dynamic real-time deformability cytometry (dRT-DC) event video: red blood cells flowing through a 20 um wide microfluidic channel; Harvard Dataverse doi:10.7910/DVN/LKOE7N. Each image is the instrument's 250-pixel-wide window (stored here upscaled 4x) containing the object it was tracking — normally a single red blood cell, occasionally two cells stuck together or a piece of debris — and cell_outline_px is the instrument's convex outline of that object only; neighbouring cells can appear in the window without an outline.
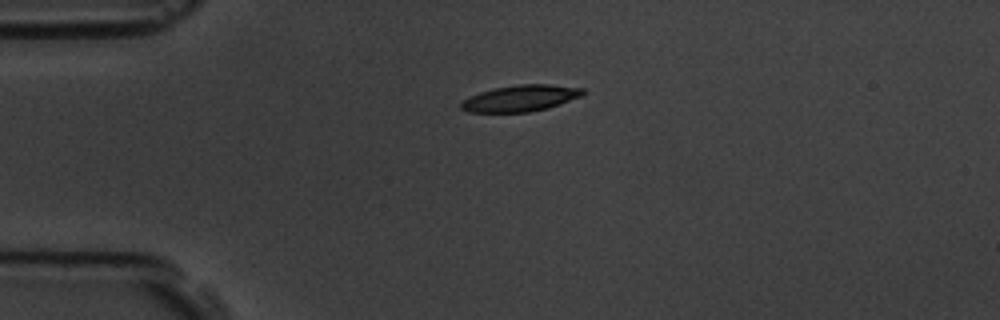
{"species": "common noctule bat (a hibernating species)", "species_latin": "Nyctalus noctula", "temperature_condition": "room temperature", "stored_images_in_passage": 44, "camera_frame_rate_fps": 3000, "um_per_image_px": 0.085, "animal": {"sex": "male", "body_mass_g": 19.5, "forearm_length_mm": 54.6}, "frame": {"image": 1, "passage_image": 1, "time_ms": 0.0, "image_size_px": [1000, 320], "cell_outline_px": [[584, 92], [580, 96], [548, 108], [528, 112], [468, 112], [460, 108], [460, 104], [468, 96], [480, 92], [496, 88], [520, 84], [548, 84], [584, 88]], "centroid_in_image_um": [44.21, 8.35], "position_along_channel_um": 40.8, "area_um2": 18.5}}
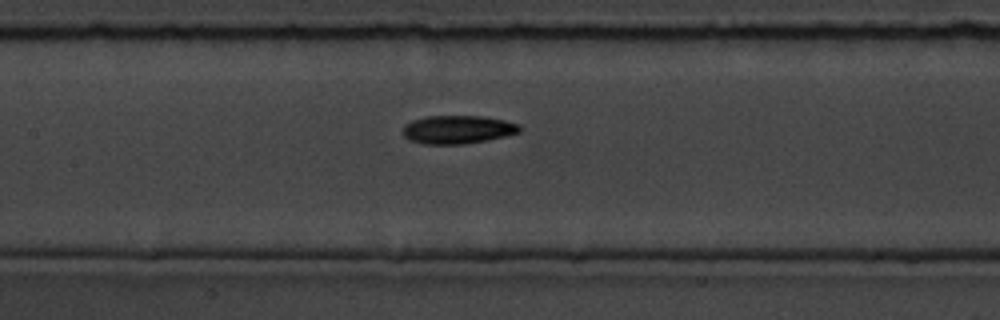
{"frame": {"image": 2, "passage_image": 14, "time_ms": 4.333, "image_size_px": [1000, 320], "cell_outline_px": [[520, 132], [508, 136], [464, 144], [424, 144], [408, 140], [404, 136], [404, 124], [412, 120], [428, 116], [484, 116], [504, 120], [520, 124]], "centroid_in_image_um": [38.92, 11.01], "position_along_channel_um": 168.5, "area_um2": 19.36}}
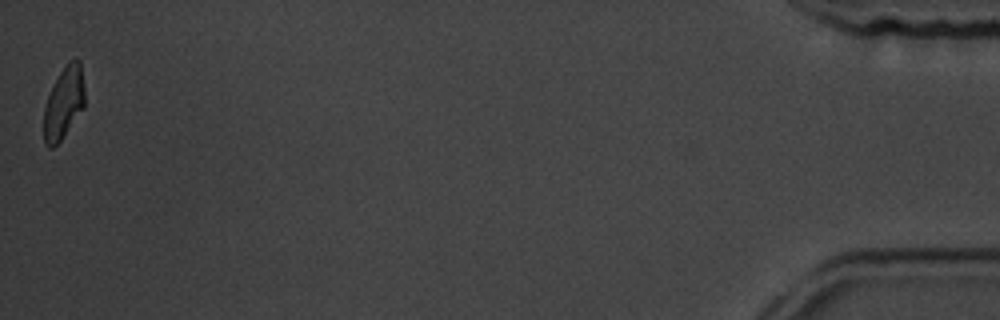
{"frame": {"image": 3, "passage_image": 44, "time_ms": 14.333, "image_size_px": [1000, 320], "cell_outline_px": [[84, 108], [60, 140], [52, 148], [48, 148], [44, 144], [44, 108], [48, 96], [60, 72], [68, 60], [76, 56], [80, 60], [84, 88]], "centroid_in_image_um": [5.43, 8.71], "position_along_channel_um": 429.8, "area_um2": 17.11}, "authors_computed_cell_mechanics": {"area_um2": 18.9006, "velocity_mm_per_s": 3.5822, "shape_relaxation_time_tau1_ms": 3.6164, "shape_relaxation_time_tau2_ms": 4.9578, "deformation_change_tau1": 0.1374, "deformation_change_tau2": 0.1049}}